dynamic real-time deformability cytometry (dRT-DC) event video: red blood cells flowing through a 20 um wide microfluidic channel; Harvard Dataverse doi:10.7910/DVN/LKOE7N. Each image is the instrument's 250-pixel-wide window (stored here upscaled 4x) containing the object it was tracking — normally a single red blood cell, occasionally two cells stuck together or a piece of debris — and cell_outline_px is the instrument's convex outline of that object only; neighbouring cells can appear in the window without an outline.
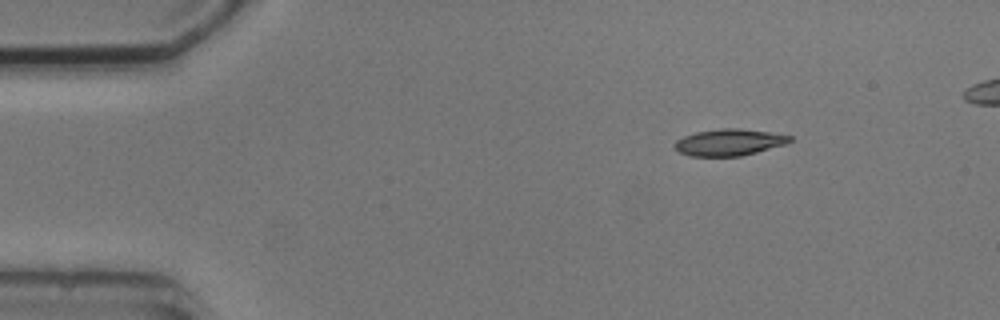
{"species": "common noctule bat (a hibernating species)", "species_latin": "Nyctalus noctula", "temperature_condition": "cold", "stored_images_in_passage": 4, "camera_frame_rate_fps": 3000, "um_per_image_px": 0.085, "animal": {"sex": "male", "body_mass_g": 20.5, "forearm_length_mm": 52.5}, "frame": {"image": 1, "passage_image": 1, "time_ms": 0.0, "image_size_px": [1000, 320], "cell_outline_px": [[792, 140], [784, 144], [756, 152], [740, 156], [688, 156], [680, 152], [672, 144], [676, 140], [684, 136], [696, 132], [720, 128], [740, 128], [768, 132], [792, 136]], "centroid_in_image_um": [61.93, 12.09], "position_along_channel_um": 23.1, "area_um2": 17.74}}